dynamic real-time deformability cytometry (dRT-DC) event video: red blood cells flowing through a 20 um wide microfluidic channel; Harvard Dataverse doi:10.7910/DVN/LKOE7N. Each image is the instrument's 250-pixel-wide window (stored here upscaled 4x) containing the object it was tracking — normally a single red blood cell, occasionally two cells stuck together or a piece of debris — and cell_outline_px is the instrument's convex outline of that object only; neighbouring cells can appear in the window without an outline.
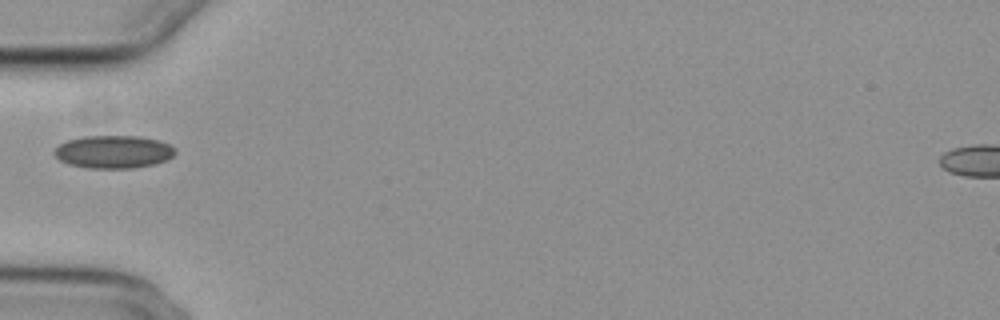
{"species": "common noctule bat (a hibernating species)", "species_latin": "Nyctalus noctula", "temperature_condition": "cold", "stored_images_in_passage": 36, "camera_frame_rate_fps": 3000, "um_per_image_px": 0.085, "animal": {"sex": "female", "body_mass_g": 29.2, "forearm_length_mm": 56.3}, "frame": {"image": 1, "passage_image": 1, "time_ms": 0.0, "image_size_px": [1000, 320], "cell_outline_px": [[176, 152], [172, 156], [164, 160], [152, 164], [132, 168], [88, 168], [68, 164], [60, 160], [52, 152], [60, 144], [68, 140], [84, 136], [140, 136], [160, 140], [176, 148]], "centroid_in_image_um": [9.64, 12.9], "position_along_channel_um": 75.4, "area_um2": 23.06}}
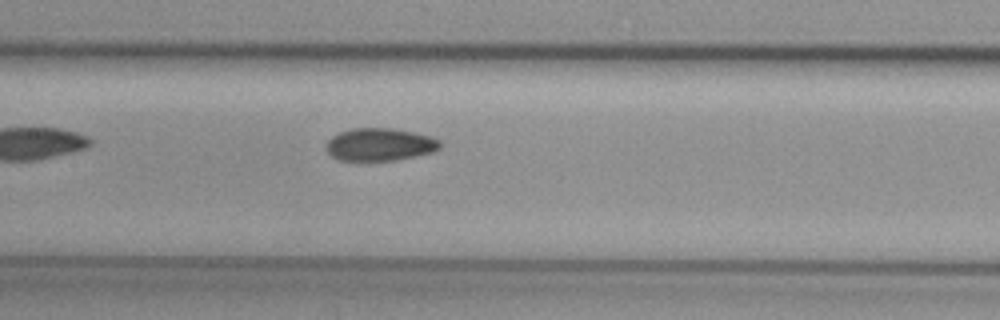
{"frame": {"image": 2, "passage_image": 9, "time_ms": 2.667, "image_size_px": [1000, 320], "cell_outline_px": [[440, 148], [432, 152], [396, 160], [340, 160], [332, 156], [324, 148], [328, 140], [332, 136], [340, 132], [352, 128], [396, 128], [416, 132], [432, 136], [440, 140]], "centroid_in_image_um": [32.29, 12.26], "position_along_channel_um": 175.1, "area_um2": 21.79}}
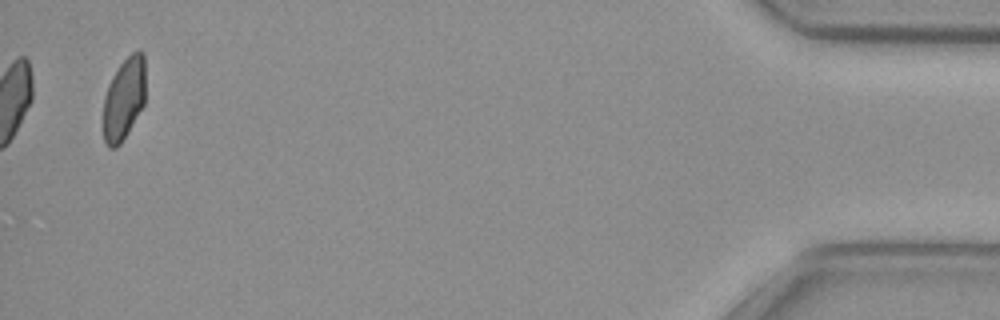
{"frame": {"image": 3, "passage_image": 36, "time_ms": 11.667, "image_size_px": [1000, 320], "cell_outline_px": [[144, 104], [120, 144], [116, 148], [108, 148], [104, 144], [104, 96], [108, 84], [112, 76], [120, 64], [132, 52], [144, 52]], "centroid_in_image_um": [10.52, 8.41], "position_along_channel_um": 424.7, "area_um2": 20.0}}